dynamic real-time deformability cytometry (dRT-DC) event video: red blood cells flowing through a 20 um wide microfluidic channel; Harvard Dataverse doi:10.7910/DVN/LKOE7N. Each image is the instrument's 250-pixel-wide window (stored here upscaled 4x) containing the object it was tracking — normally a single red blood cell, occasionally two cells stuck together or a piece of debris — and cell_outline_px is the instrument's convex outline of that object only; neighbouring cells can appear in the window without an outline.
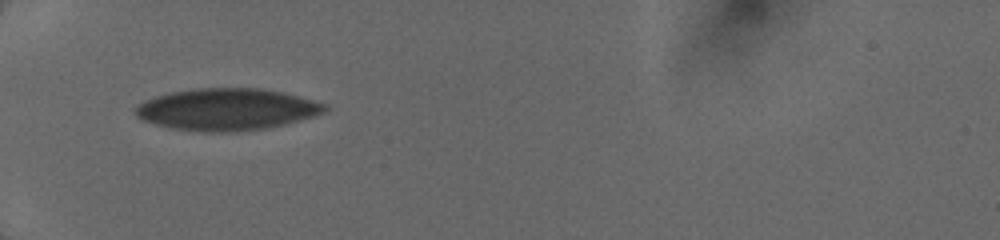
{"species": "human", "species_latin": "Homo sapiens", "temperature_condition": "cold", "stored_images_in_passage": 2, "camera_frame_rate_fps": 3000, "um_per_image_px": 0.085, "donor": {"sex": "female"}, "frame": {"image": 1, "passage_image": 1, "time_ms": 0.0, "image_size_px": [1000, 240], "cell_outline_px": [[328, 108], [324, 112], [312, 116], [284, 124], [264, 128], [236, 132], [204, 132], [172, 128], [156, 124], [144, 120], [136, 116], [136, 108], [144, 100], [156, 96], [172, 92], [196, 88], [260, 88], [280, 92], [328, 104]], "centroid_in_image_um": [19.27, 9.3], "position_along_channel_um": 65.7, "area_um2": 45.72}}